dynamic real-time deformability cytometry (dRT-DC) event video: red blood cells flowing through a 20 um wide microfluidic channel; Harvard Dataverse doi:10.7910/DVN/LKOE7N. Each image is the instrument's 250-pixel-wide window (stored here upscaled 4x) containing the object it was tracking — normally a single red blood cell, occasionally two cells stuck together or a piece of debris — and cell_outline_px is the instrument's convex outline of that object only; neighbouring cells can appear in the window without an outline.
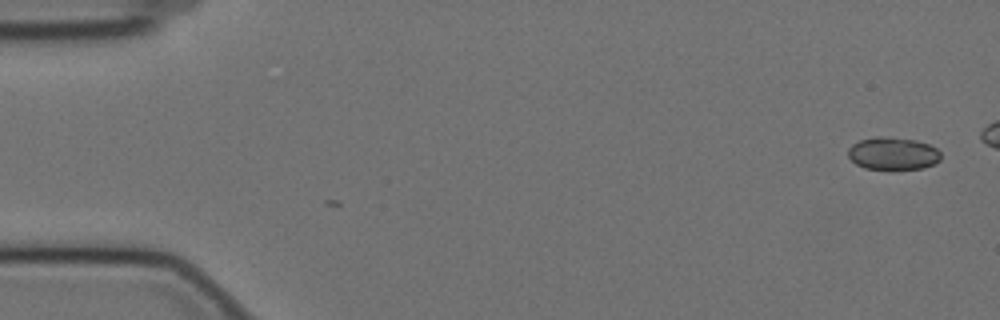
{"species": "Egyptian fruit bat (a non-hibernating species)", "species_latin": "Rousettus aegyptiacus", "temperature_condition": "cold", "stored_images_in_passage": 6, "camera_frame_rate_fps": 3000, "um_per_image_px": 0.085, "animal": {"sex": "female"}, "frame": {"image": 1, "passage_image": 6, "time_ms": 1.667, "image_size_px": [1000, 320], "cell_outline_px": [[940, 160], [936, 164], [924, 168], [888, 172], [864, 168], [856, 164], [848, 156], [848, 148], [852, 144], [860, 140], [876, 136], [880, 136], [916, 140], [928, 144], [936, 148], [940, 152]], "centroid_in_image_um": [75.9, 13.1], "position_along_channel_um": 9.1, "area_um2": 18.32}}